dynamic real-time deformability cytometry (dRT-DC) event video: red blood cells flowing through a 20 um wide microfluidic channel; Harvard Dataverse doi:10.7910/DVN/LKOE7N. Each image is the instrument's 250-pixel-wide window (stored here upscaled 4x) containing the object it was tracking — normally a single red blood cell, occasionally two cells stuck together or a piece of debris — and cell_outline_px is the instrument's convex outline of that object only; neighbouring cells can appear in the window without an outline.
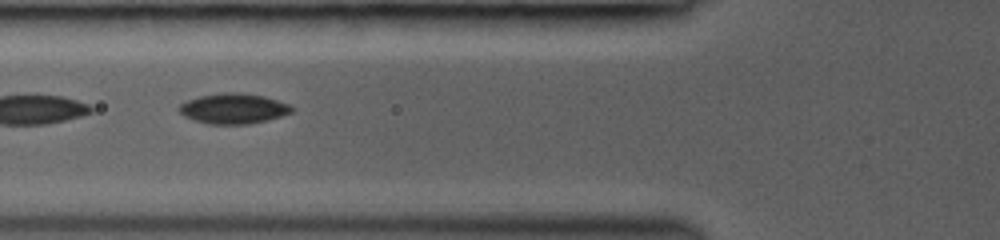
{"species": "common noctule bat (a hibernating species)", "species_latin": "Nyctalus noctula", "temperature_condition": "room temperature", "stored_images_in_passage": 10, "camera_frame_rate_fps": 3000, "um_per_image_px": 0.085, "animal": {"sex": "female", "body_mass_g": 19.0, "forearm_length_mm": 53.3}, "frame": {"image": 1, "passage_image": 7, "time_ms": 5.0, "image_size_px": [1000, 240], "cell_outline_px": [[296, 108], [292, 112], [268, 120], [248, 124], [208, 124], [184, 116], [180, 112], [180, 104], [188, 100], [200, 96], [224, 92], [240, 92], [264, 96], [288, 104]], "centroid_in_image_um": [19.87, 9.22], "position_along_channel_um": 105.9, "area_um2": 19.77}}
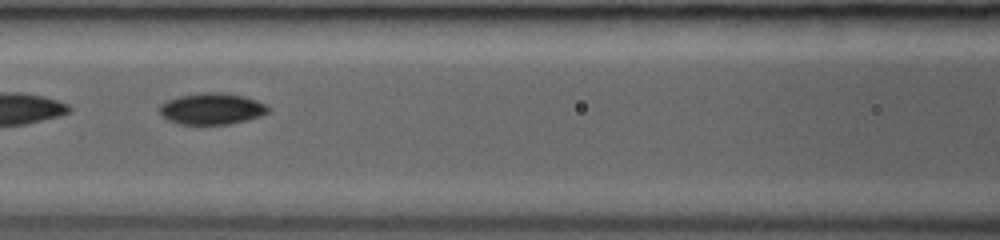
{"frame": {"image": 2, "passage_image": 9, "time_ms": 6.0, "image_size_px": [1000, 240], "cell_outline_px": [[268, 112], [260, 116], [248, 120], [228, 124], [176, 124], [168, 120], [160, 112], [160, 104], [168, 100], [180, 96], [204, 92], [220, 92], [244, 96], [268, 104]], "centroid_in_image_um": [18.02, 9.24], "position_along_channel_um": 148.6, "area_um2": 19.83}}